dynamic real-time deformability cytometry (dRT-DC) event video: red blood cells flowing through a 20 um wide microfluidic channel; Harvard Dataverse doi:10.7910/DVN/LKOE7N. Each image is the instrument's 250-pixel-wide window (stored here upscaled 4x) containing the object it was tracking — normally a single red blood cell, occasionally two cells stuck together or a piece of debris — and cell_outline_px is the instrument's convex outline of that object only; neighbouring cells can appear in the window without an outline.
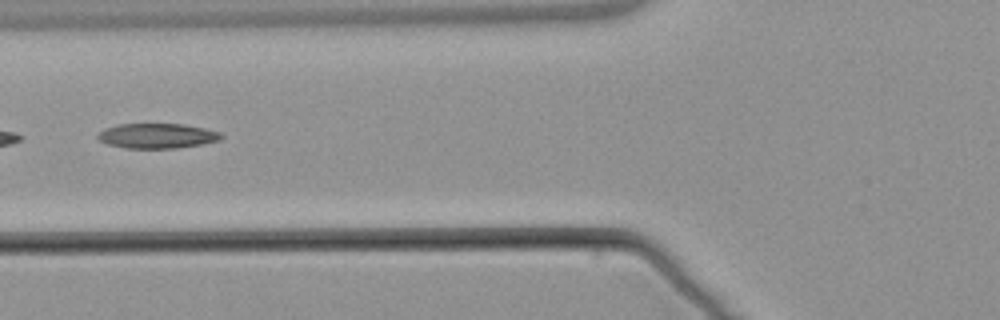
{"species": "common noctule bat (a hibernating species)", "species_latin": "Nyctalus noctula", "temperature_condition": "warm", "stored_images_in_passage": 6, "camera_frame_rate_fps": 3000, "um_per_image_px": 0.085, "animal": {"sex": "male", "body_mass_g": 21.5, "forearm_length_mm": 52.0}, "frame": {"image": 1, "passage_image": 5, "time_ms": 5.0, "image_size_px": [1000, 320], "cell_outline_px": [[224, 136], [220, 140], [204, 144], [176, 148], [128, 148], [108, 144], [100, 140], [96, 136], [104, 128], [116, 124], [184, 124], [204, 128], [220, 132]], "centroid_in_image_um": [13.38, 11.54], "position_along_channel_um": 112.4, "area_um2": 17.98}}
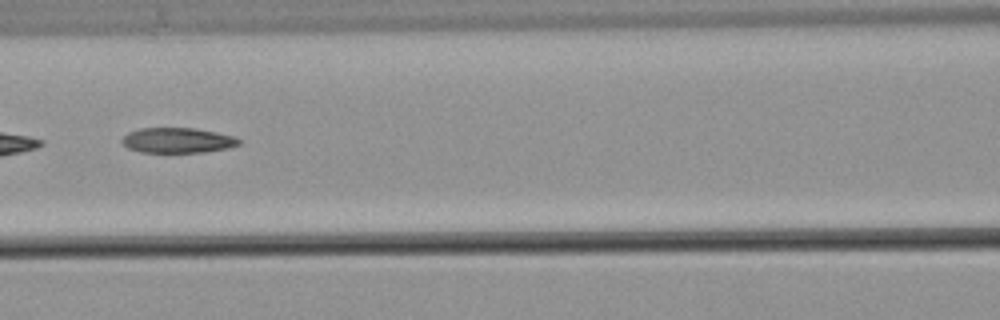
{"frame": {"image": 2, "passage_image": 6, "time_ms": 6.0, "image_size_px": [1000, 320], "cell_outline_px": [[240, 144], [228, 148], [204, 152], [140, 152], [128, 148], [120, 140], [128, 132], [140, 128], [196, 128], [216, 132], [232, 136], [240, 140]], "centroid_in_image_um": [15.07, 11.92], "position_along_channel_um": 151.5, "area_um2": 17.11}}